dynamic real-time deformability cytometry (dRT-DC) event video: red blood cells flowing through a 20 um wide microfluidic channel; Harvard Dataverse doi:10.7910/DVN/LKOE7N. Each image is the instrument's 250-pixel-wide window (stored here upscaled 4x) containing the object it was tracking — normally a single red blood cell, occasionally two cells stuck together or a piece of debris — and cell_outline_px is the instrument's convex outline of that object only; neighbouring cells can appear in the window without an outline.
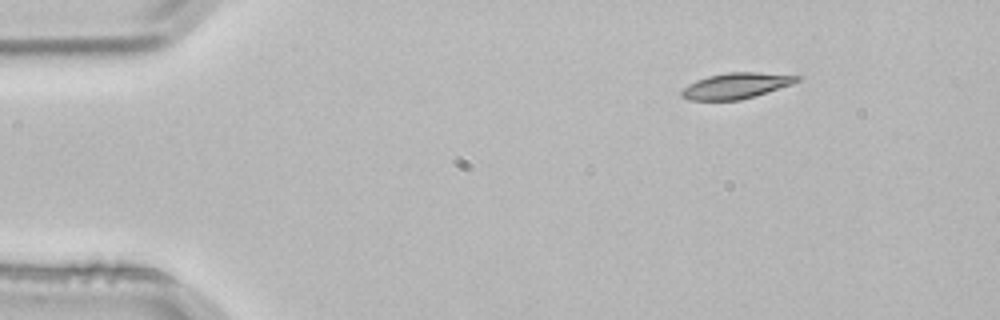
{"species": "common noctule bat (a hibernating species)", "species_latin": "Nyctalus noctula", "temperature_condition": "room temperature", "stored_images_in_passage": 3, "segment_of_instrument_passage": [1, 2], "camera_frame_rate_fps": 3000, "um_per_image_px": 0.085, "animal": {"sex": "male", "body_mass_g": 21.5, "forearm_length_mm": 52.0}, "frame": {"image": 1, "passage_image": 1, "time_ms": 0.0, "image_size_px": [1000, 320], "cell_outline_px": [[800, 80], [792, 84], [740, 100], [688, 100], [680, 96], [680, 92], [688, 84], [696, 80], [708, 76], [728, 72], [756, 72], [800, 76]], "centroid_in_image_um": [62.52, 7.29], "position_along_channel_um": 22.5, "area_um2": 17.17}}